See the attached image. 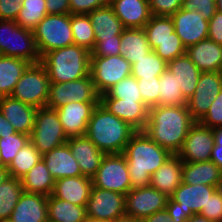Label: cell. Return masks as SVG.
Wrapping results in <instances>:
<instances>
[{"instance_id": "cell-29", "label": "cell", "mask_w": 222, "mask_h": 222, "mask_svg": "<svg viewBox=\"0 0 222 222\" xmlns=\"http://www.w3.org/2000/svg\"><path fill=\"white\" fill-rule=\"evenodd\" d=\"M88 16L93 26L95 40L115 39V36H121L125 29L109 4L95 9Z\"/></svg>"}, {"instance_id": "cell-37", "label": "cell", "mask_w": 222, "mask_h": 222, "mask_svg": "<svg viewBox=\"0 0 222 222\" xmlns=\"http://www.w3.org/2000/svg\"><path fill=\"white\" fill-rule=\"evenodd\" d=\"M42 159L38 149L29 141L21 148L7 167L9 175L21 179L34 165Z\"/></svg>"}, {"instance_id": "cell-11", "label": "cell", "mask_w": 222, "mask_h": 222, "mask_svg": "<svg viewBox=\"0 0 222 222\" xmlns=\"http://www.w3.org/2000/svg\"><path fill=\"white\" fill-rule=\"evenodd\" d=\"M90 74L101 96L119 81L131 76V64L122 55L91 57Z\"/></svg>"}, {"instance_id": "cell-31", "label": "cell", "mask_w": 222, "mask_h": 222, "mask_svg": "<svg viewBox=\"0 0 222 222\" xmlns=\"http://www.w3.org/2000/svg\"><path fill=\"white\" fill-rule=\"evenodd\" d=\"M120 55L131 65L151 51L143 28H125L121 34Z\"/></svg>"}, {"instance_id": "cell-18", "label": "cell", "mask_w": 222, "mask_h": 222, "mask_svg": "<svg viewBox=\"0 0 222 222\" xmlns=\"http://www.w3.org/2000/svg\"><path fill=\"white\" fill-rule=\"evenodd\" d=\"M100 104L110 113L128 123L136 131H144L149 108L143 101H124L118 98H100Z\"/></svg>"}, {"instance_id": "cell-12", "label": "cell", "mask_w": 222, "mask_h": 222, "mask_svg": "<svg viewBox=\"0 0 222 222\" xmlns=\"http://www.w3.org/2000/svg\"><path fill=\"white\" fill-rule=\"evenodd\" d=\"M85 208L87 217L113 222L125 215V195L92 186Z\"/></svg>"}, {"instance_id": "cell-34", "label": "cell", "mask_w": 222, "mask_h": 222, "mask_svg": "<svg viewBox=\"0 0 222 222\" xmlns=\"http://www.w3.org/2000/svg\"><path fill=\"white\" fill-rule=\"evenodd\" d=\"M23 191L49 196L54 189L55 180L41 159L22 178Z\"/></svg>"}, {"instance_id": "cell-51", "label": "cell", "mask_w": 222, "mask_h": 222, "mask_svg": "<svg viewBox=\"0 0 222 222\" xmlns=\"http://www.w3.org/2000/svg\"><path fill=\"white\" fill-rule=\"evenodd\" d=\"M109 0H69L70 14H89L97 8L107 6Z\"/></svg>"}, {"instance_id": "cell-3", "label": "cell", "mask_w": 222, "mask_h": 222, "mask_svg": "<svg viewBox=\"0 0 222 222\" xmlns=\"http://www.w3.org/2000/svg\"><path fill=\"white\" fill-rule=\"evenodd\" d=\"M135 132L99 103L92 112L85 135L105 154H121Z\"/></svg>"}, {"instance_id": "cell-33", "label": "cell", "mask_w": 222, "mask_h": 222, "mask_svg": "<svg viewBox=\"0 0 222 222\" xmlns=\"http://www.w3.org/2000/svg\"><path fill=\"white\" fill-rule=\"evenodd\" d=\"M48 222H85L87 219L85 206H79L52 194L47 199Z\"/></svg>"}, {"instance_id": "cell-58", "label": "cell", "mask_w": 222, "mask_h": 222, "mask_svg": "<svg viewBox=\"0 0 222 222\" xmlns=\"http://www.w3.org/2000/svg\"><path fill=\"white\" fill-rule=\"evenodd\" d=\"M222 171V147L214 146L210 159Z\"/></svg>"}, {"instance_id": "cell-32", "label": "cell", "mask_w": 222, "mask_h": 222, "mask_svg": "<svg viewBox=\"0 0 222 222\" xmlns=\"http://www.w3.org/2000/svg\"><path fill=\"white\" fill-rule=\"evenodd\" d=\"M30 64L21 58L0 55V97L11 95Z\"/></svg>"}, {"instance_id": "cell-38", "label": "cell", "mask_w": 222, "mask_h": 222, "mask_svg": "<svg viewBox=\"0 0 222 222\" xmlns=\"http://www.w3.org/2000/svg\"><path fill=\"white\" fill-rule=\"evenodd\" d=\"M71 29L74 45L92 51L95 47V33L87 14H71Z\"/></svg>"}, {"instance_id": "cell-62", "label": "cell", "mask_w": 222, "mask_h": 222, "mask_svg": "<svg viewBox=\"0 0 222 222\" xmlns=\"http://www.w3.org/2000/svg\"><path fill=\"white\" fill-rule=\"evenodd\" d=\"M113 222H141V220H138V219H135L133 217L124 215L123 217L117 218Z\"/></svg>"}, {"instance_id": "cell-9", "label": "cell", "mask_w": 222, "mask_h": 222, "mask_svg": "<svg viewBox=\"0 0 222 222\" xmlns=\"http://www.w3.org/2000/svg\"><path fill=\"white\" fill-rule=\"evenodd\" d=\"M92 185L126 195L131 190V182L125 155L106 154L92 177Z\"/></svg>"}, {"instance_id": "cell-14", "label": "cell", "mask_w": 222, "mask_h": 222, "mask_svg": "<svg viewBox=\"0 0 222 222\" xmlns=\"http://www.w3.org/2000/svg\"><path fill=\"white\" fill-rule=\"evenodd\" d=\"M222 90L218 72H201L194 94L187 100L191 117L199 122Z\"/></svg>"}, {"instance_id": "cell-30", "label": "cell", "mask_w": 222, "mask_h": 222, "mask_svg": "<svg viewBox=\"0 0 222 222\" xmlns=\"http://www.w3.org/2000/svg\"><path fill=\"white\" fill-rule=\"evenodd\" d=\"M222 171L211 161L183 162L182 183L217 186Z\"/></svg>"}, {"instance_id": "cell-27", "label": "cell", "mask_w": 222, "mask_h": 222, "mask_svg": "<svg viewBox=\"0 0 222 222\" xmlns=\"http://www.w3.org/2000/svg\"><path fill=\"white\" fill-rule=\"evenodd\" d=\"M215 191V186L181 183L170 198L180 204L183 210L192 211L194 214H200L203 206H206L209 197Z\"/></svg>"}, {"instance_id": "cell-46", "label": "cell", "mask_w": 222, "mask_h": 222, "mask_svg": "<svg viewBox=\"0 0 222 222\" xmlns=\"http://www.w3.org/2000/svg\"><path fill=\"white\" fill-rule=\"evenodd\" d=\"M182 9L188 12L196 10L209 21L217 11L216 0H183Z\"/></svg>"}, {"instance_id": "cell-15", "label": "cell", "mask_w": 222, "mask_h": 222, "mask_svg": "<svg viewBox=\"0 0 222 222\" xmlns=\"http://www.w3.org/2000/svg\"><path fill=\"white\" fill-rule=\"evenodd\" d=\"M213 147V129L195 122L185 138L181 151L177 155L183 162L209 161Z\"/></svg>"}, {"instance_id": "cell-47", "label": "cell", "mask_w": 222, "mask_h": 222, "mask_svg": "<svg viewBox=\"0 0 222 222\" xmlns=\"http://www.w3.org/2000/svg\"><path fill=\"white\" fill-rule=\"evenodd\" d=\"M199 123L211 129L222 127V90Z\"/></svg>"}, {"instance_id": "cell-35", "label": "cell", "mask_w": 222, "mask_h": 222, "mask_svg": "<svg viewBox=\"0 0 222 222\" xmlns=\"http://www.w3.org/2000/svg\"><path fill=\"white\" fill-rule=\"evenodd\" d=\"M23 192L21 179L9 177L0 184V222H7Z\"/></svg>"}, {"instance_id": "cell-2", "label": "cell", "mask_w": 222, "mask_h": 222, "mask_svg": "<svg viewBox=\"0 0 222 222\" xmlns=\"http://www.w3.org/2000/svg\"><path fill=\"white\" fill-rule=\"evenodd\" d=\"M123 154L127 160L131 189L149 186L151 175L172 155L145 131H136L132 135Z\"/></svg>"}, {"instance_id": "cell-36", "label": "cell", "mask_w": 222, "mask_h": 222, "mask_svg": "<svg viewBox=\"0 0 222 222\" xmlns=\"http://www.w3.org/2000/svg\"><path fill=\"white\" fill-rule=\"evenodd\" d=\"M159 105L183 106L187 105L181 87L178 86L175 75L167 68L159 77Z\"/></svg>"}, {"instance_id": "cell-25", "label": "cell", "mask_w": 222, "mask_h": 222, "mask_svg": "<svg viewBox=\"0 0 222 222\" xmlns=\"http://www.w3.org/2000/svg\"><path fill=\"white\" fill-rule=\"evenodd\" d=\"M183 161L178 155H171L151 175L150 186L170 198L182 183Z\"/></svg>"}, {"instance_id": "cell-44", "label": "cell", "mask_w": 222, "mask_h": 222, "mask_svg": "<svg viewBox=\"0 0 222 222\" xmlns=\"http://www.w3.org/2000/svg\"><path fill=\"white\" fill-rule=\"evenodd\" d=\"M151 50H153L161 59L166 62L174 60L186 54V48L182 44L181 39H165L160 42H148Z\"/></svg>"}, {"instance_id": "cell-43", "label": "cell", "mask_w": 222, "mask_h": 222, "mask_svg": "<svg viewBox=\"0 0 222 222\" xmlns=\"http://www.w3.org/2000/svg\"><path fill=\"white\" fill-rule=\"evenodd\" d=\"M30 141V136L15 133L0 138V159L3 166L8 167L18 151Z\"/></svg>"}, {"instance_id": "cell-6", "label": "cell", "mask_w": 222, "mask_h": 222, "mask_svg": "<svg viewBox=\"0 0 222 222\" xmlns=\"http://www.w3.org/2000/svg\"><path fill=\"white\" fill-rule=\"evenodd\" d=\"M32 31L41 57L74 44L71 14H47Z\"/></svg>"}, {"instance_id": "cell-19", "label": "cell", "mask_w": 222, "mask_h": 222, "mask_svg": "<svg viewBox=\"0 0 222 222\" xmlns=\"http://www.w3.org/2000/svg\"><path fill=\"white\" fill-rule=\"evenodd\" d=\"M83 176L92 178L106 155L86 136L68 138L67 142Z\"/></svg>"}, {"instance_id": "cell-22", "label": "cell", "mask_w": 222, "mask_h": 222, "mask_svg": "<svg viewBox=\"0 0 222 222\" xmlns=\"http://www.w3.org/2000/svg\"><path fill=\"white\" fill-rule=\"evenodd\" d=\"M124 28H144L152 13L148 0H109Z\"/></svg>"}, {"instance_id": "cell-8", "label": "cell", "mask_w": 222, "mask_h": 222, "mask_svg": "<svg viewBox=\"0 0 222 222\" xmlns=\"http://www.w3.org/2000/svg\"><path fill=\"white\" fill-rule=\"evenodd\" d=\"M67 140L68 137L56 109L48 107L37 109L30 142L38 149L39 153L43 155L66 144Z\"/></svg>"}, {"instance_id": "cell-16", "label": "cell", "mask_w": 222, "mask_h": 222, "mask_svg": "<svg viewBox=\"0 0 222 222\" xmlns=\"http://www.w3.org/2000/svg\"><path fill=\"white\" fill-rule=\"evenodd\" d=\"M170 17L185 48L208 38L209 22L198 11L188 12L181 8Z\"/></svg>"}, {"instance_id": "cell-45", "label": "cell", "mask_w": 222, "mask_h": 222, "mask_svg": "<svg viewBox=\"0 0 222 222\" xmlns=\"http://www.w3.org/2000/svg\"><path fill=\"white\" fill-rule=\"evenodd\" d=\"M137 83L144 104L148 108L159 106V77L139 78Z\"/></svg>"}, {"instance_id": "cell-23", "label": "cell", "mask_w": 222, "mask_h": 222, "mask_svg": "<svg viewBox=\"0 0 222 222\" xmlns=\"http://www.w3.org/2000/svg\"><path fill=\"white\" fill-rule=\"evenodd\" d=\"M92 186V178L87 176L60 178L55 181L52 195L58 199L86 207Z\"/></svg>"}, {"instance_id": "cell-13", "label": "cell", "mask_w": 222, "mask_h": 222, "mask_svg": "<svg viewBox=\"0 0 222 222\" xmlns=\"http://www.w3.org/2000/svg\"><path fill=\"white\" fill-rule=\"evenodd\" d=\"M168 197L150 185L131 189L125 195V215L142 220L166 208Z\"/></svg>"}, {"instance_id": "cell-1", "label": "cell", "mask_w": 222, "mask_h": 222, "mask_svg": "<svg viewBox=\"0 0 222 222\" xmlns=\"http://www.w3.org/2000/svg\"><path fill=\"white\" fill-rule=\"evenodd\" d=\"M187 105L149 108L145 133L159 146L177 155L190 128L195 124Z\"/></svg>"}, {"instance_id": "cell-65", "label": "cell", "mask_w": 222, "mask_h": 222, "mask_svg": "<svg viewBox=\"0 0 222 222\" xmlns=\"http://www.w3.org/2000/svg\"><path fill=\"white\" fill-rule=\"evenodd\" d=\"M85 222H108V221H104V220H96V219H92V218L87 217V219H86Z\"/></svg>"}, {"instance_id": "cell-57", "label": "cell", "mask_w": 222, "mask_h": 222, "mask_svg": "<svg viewBox=\"0 0 222 222\" xmlns=\"http://www.w3.org/2000/svg\"><path fill=\"white\" fill-rule=\"evenodd\" d=\"M17 133L13 125L5 118L0 111V138L7 135H13Z\"/></svg>"}, {"instance_id": "cell-41", "label": "cell", "mask_w": 222, "mask_h": 222, "mask_svg": "<svg viewBox=\"0 0 222 222\" xmlns=\"http://www.w3.org/2000/svg\"><path fill=\"white\" fill-rule=\"evenodd\" d=\"M47 14L46 0H23L16 22L23 28L33 30Z\"/></svg>"}, {"instance_id": "cell-66", "label": "cell", "mask_w": 222, "mask_h": 222, "mask_svg": "<svg viewBox=\"0 0 222 222\" xmlns=\"http://www.w3.org/2000/svg\"><path fill=\"white\" fill-rule=\"evenodd\" d=\"M218 73H219V75H220V78L222 79V64H221V67H220L219 70H218Z\"/></svg>"}, {"instance_id": "cell-55", "label": "cell", "mask_w": 222, "mask_h": 222, "mask_svg": "<svg viewBox=\"0 0 222 222\" xmlns=\"http://www.w3.org/2000/svg\"><path fill=\"white\" fill-rule=\"evenodd\" d=\"M48 14H70L69 0H46Z\"/></svg>"}, {"instance_id": "cell-40", "label": "cell", "mask_w": 222, "mask_h": 222, "mask_svg": "<svg viewBox=\"0 0 222 222\" xmlns=\"http://www.w3.org/2000/svg\"><path fill=\"white\" fill-rule=\"evenodd\" d=\"M167 68V62L153 50L131 65V75L136 79L160 77Z\"/></svg>"}, {"instance_id": "cell-21", "label": "cell", "mask_w": 222, "mask_h": 222, "mask_svg": "<svg viewBox=\"0 0 222 222\" xmlns=\"http://www.w3.org/2000/svg\"><path fill=\"white\" fill-rule=\"evenodd\" d=\"M48 196L23 191L7 222H48Z\"/></svg>"}, {"instance_id": "cell-26", "label": "cell", "mask_w": 222, "mask_h": 222, "mask_svg": "<svg viewBox=\"0 0 222 222\" xmlns=\"http://www.w3.org/2000/svg\"><path fill=\"white\" fill-rule=\"evenodd\" d=\"M186 54L201 72H218L222 64V45L209 38L187 47Z\"/></svg>"}, {"instance_id": "cell-60", "label": "cell", "mask_w": 222, "mask_h": 222, "mask_svg": "<svg viewBox=\"0 0 222 222\" xmlns=\"http://www.w3.org/2000/svg\"><path fill=\"white\" fill-rule=\"evenodd\" d=\"M186 222H212V221H209L206 217L201 216L200 214H194Z\"/></svg>"}, {"instance_id": "cell-28", "label": "cell", "mask_w": 222, "mask_h": 222, "mask_svg": "<svg viewBox=\"0 0 222 222\" xmlns=\"http://www.w3.org/2000/svg\"><path fill=\"white\" fill-rule=\"evenodd\" d=\"M167 69L175 75L184 98L188 100L195 92L201 71L187 54L167 62Z\"/></svg>"}, {"instance_id": "cell-50", "label": "cell", "mask_w": 222, "mask_h": 222, "mask_svg": "<svg viewBox=\"0 0 222 222\" xmlns=\"http://www.w3.org/2000/svg\"><path fill=\"white\" fill-rule=\"evenodd\" d=\"M200 215L212 222H222V198L217 191L209 197V200L206 206H203Z\"/></svg>"}, {"instance_id": "cell-7", "label": "cell", "mask_w": 222, "mask_h": 222, "mask_svg": "<svg viewBox=\"0 0 222 222\" xmlns=\"http://www.w3.org/2000/svg\"><path fill=\"white\" fill-rule=\"evenodd\" d=\"M49 90L47 71L41 62H37L27 67L10 96L39 109L46 107Z\"/></svg>"}, {"instance_id": "cell-20", "label": "cell", "mask_w": 222, "mask_h": 222, "mask_svg": "<svg viewBox=\"0 0 222 222\" xmlns=\"http://www.w3.org/2000/svg\"><path fill=\"white\" fill-rule=\"evenodd\" d=\"M0 111L17 133L30 136L34 127L36 107L22 103L11 96L0 97Z\"/></svg>"}, {"instance_id": "cell-61", "label": "cell", "mask_w": 222, "mask_h": 222, "mask_svg": "<svg viewBox=\"0 0 222 222\" xmlns=\"http://www.w3.org/2000/svg\"><path fill=\"white\" fill-rule=\"evenodd\" d=\"M9 171L6 166H0V184H2L7 178H9Z\"/></svg>"}, {"instance_id": "cell-48", "label": "cell", "mask_w": 222, "mask_h": 222, "mask_svg": "<svg viewBox=\"0 0 222 222\" xmlns=\"http://www.w3.org/2000/svg\"><path fill=\"white\" fill-rule=\"evenodd\" d=\"M121 36L115 39L95 40V47L91 51V57H106L120 55Z\"/></svg>"}, {"instance_id": "cell-10", "label": "cell", "mask_w": 222, "mask_h": 222, "mask_svg": "<svg viewBox=\"0 0 222 222\" xmlns=\"http://www.w3.org/2000/svg\"><path fill=\"white\" fill-rule=\"evenodd\" d=\"M68 102H100L91 74L74 81L50 82L46 107L58 109Z\"/></svg>"}, {"instance_id": "cell-5", "label": "cell", "mask_w": 222, "mask_h": 222, "mask_svg": "<svg viewBox=\"0 0 222 222\" xmlns=\"http://www.w3.org/2000/svg\"><path fill=\"white\" fill-rule=\"evenodd\" d=\"M0 55L30 63L41 62L33 31L19 26L16 21L0 20Z\"/></svg>"}, {"instance_id": "cell-49", "label": "cell", "mask_w": 222, "mask_h": 222, "mask_svg": "<svg viewBox=\"0 0 222 222\" xmlns=\"http://www.w3.org/2000/svg\"><path fill=\"white\" fill-rule=\"evenodd\" d=\"M183 0H148L154 16H171L182 8Z\"/></svg>"}, {"instance_id": "cell-59", "label": "cell", "mask_w": 222, "mask_h": 222, "mask_svg": "<svg viewBox=\"0 0 222 222\" xmlns=\"http://www.w3.org/2000/svg\"><path fill=\"white\" fill-rule=\"evenodd\" d=\"M213 134H214V146L222 147V127L214 128Z\"/></svg>"}, {"instance_id": "cell-52", "label": "cell", "mask_w": 222, "mask_h": 222, "mask_svg": "<svg viewBox=\"0 0 222 222\" xmlns=\"http://www.w3.org/2000/svg\"><path fill=\"white\" fill-rule=\"evenodd\" d=\"M23 0H0V20L16 21Z\"/></svg>"}, {"instance_id": "cell-17", "label": "cell", "mask_w": 222, "mask_h": 222, "mask_svg": "<svg viewBox=\"0 0 222 222\" xmlns=\"http://www.w3.org/2000/svg\"><path fill=\"white\" fill-rule=\"evenodd\" d=\"M100 102H68L56 109L68 138L84 136L94 108Z\"/></svg>"}, {"instance_id": "cell-54", "label": "cell", "mask_w": 222, "mask_h": 222, "mask_svg": "<svg viewBox=\"0 0 222 222\" xmlns=\"http://www.w3.org/2000/svg\"><path fill=\"white\" fill-rule=\"evenodd\" d=\"M209 22L208 38L222 45V12L216 11Z\"/></svg>"}, {"instance_id": "cell-42", "label": "cell", "mask_w": 222, "mask_h": 222, "mask_svg": "<svg viewBox=\"0 0 222 222\" xmlns=\"http://www.w3.org/2000/svg\"><path fill=\"white\" fill-rule=\"evenodd\" d=\"M100 98H118L124 101H143L142 95L139 92L137 79L132 75L119 81L112 86Z\"/></svg>"}, {"instance_id": "cell-24", "label": "cell", "mask_w": 222, "mask_h": 222, "mask_svg": "<svg viewBox=\"0 0 222 222\" xmlns=\"http://www.w3.org/2000/svg\"><path fill=\"white\" fill-rule=\"evenodd\" d=\"M42 160L55 181L60 178L82 175L67 143L43 154Z\"/></svg>"}, {"instance_id": "cell-56", "label": "cell", "mask_w": 222, "mask_h": 222, "mask_svg": "<svg viewBox=\"0 0 222 222\" xmlns=\"http://www.w3.org/2000/svg\"><path fill=\"white\" fill-rule=\"evenodd\" d=\"M141 222H174L168 215L166 209L157 211L152 215L144 218Z\"/></svg>"}, {"instance_id": "cell-39", "label": "cell", "mask_w": 222, "mask_h": 222, "mask_svg": "<svg viewBox=\"0 0 222 222\" xmlns=\"http://www.w3.org/2000/svg\"><path fill=\"white\" fill-rule=\"evenodd\" d=\"M148 42H160L165 39H180L175 32L170 16H154L144 26Z\"/></svg>"}, {"instance_id": "cell-53", "label": "cell", "mask_w": 222, "mask_h": 222, "mask_svg": "<svg viewBox=\"0 0 222 222\" xmlns=\"http://www.w3.org/2000/svg\"><path fill=\"white\" fill-rule=\"evenodd\" d=\"M169 217L174 222H186L191 216L194 215L192 211H185L181 208V205L168 198L166 208Z\"/></svg>"}, {"instance_id": "cell-4", "label": "cell", "mask_w": 222, "mask_h": 222, "mask_svg": "<svg viewBox=\"0 0 222 222\" xmlns=\"http://www.w3.org/2000/svg\"><path fill=\"white\" fill-rule=\"evenodd\" d=\"M50 82L64 83L90 75L91 52L78 45L51 50L41 57Z\"/></svg>"}, {"instance_id": "cell-64", "label": "cell", "mask_w": 222, "mask_h": 222, "mask_svg": "<svg viewBox=\"0 0 222 222\" xmlns=\"http://www.w3.org/2000/svg\"><path fill=\"white\" fill-rule=\"evenodd\" d=\"M217 10L222 12V0H216Z\"/></svg>"}, {"instance_id": "cell-63", "label": "cell", "mask_w": 222, "mask_h": 222, "mask_svg": "<svg viewBox=\"0 0 222 222\" xmlns=\"http://www.w3.org/2000/svg\"><path fill=\"white\" fill-rule=\"evenodd\" d=\"M216 191L219 193V195L222 198V175H221L220 181L217 183Z\"/></svg>"}]
</instances>
